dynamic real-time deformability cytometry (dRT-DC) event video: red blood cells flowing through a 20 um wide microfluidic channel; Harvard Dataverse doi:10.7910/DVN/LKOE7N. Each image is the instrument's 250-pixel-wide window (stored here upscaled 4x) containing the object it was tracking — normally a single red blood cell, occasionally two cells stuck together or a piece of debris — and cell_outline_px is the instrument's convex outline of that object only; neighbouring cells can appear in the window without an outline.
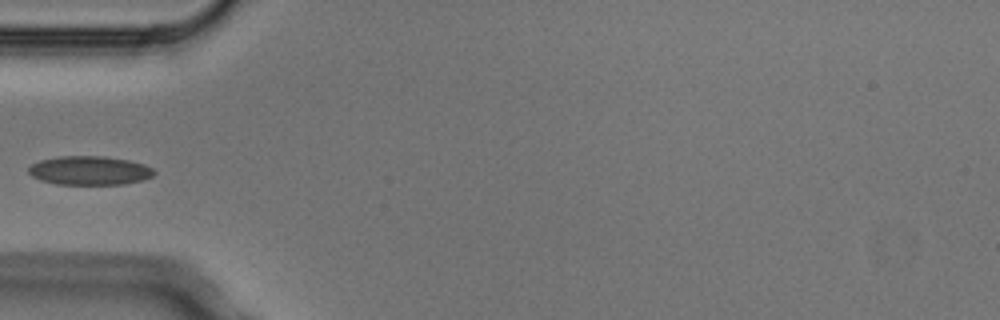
{"species": "Egyptian fruit bat (a non-hibernating species)", "species_latin": "Rousettus aegyptiacus", "temperature_condition": "cold", "stored_images_in_passage": 4, "camera_frame_rate_fps": 3000, "um_per_image_px": 0.085, "animal": {"sex": "male"}, "frame": {"image": 1, "passage_image": 4, "time_ms": 1.0, "image_size_px": [1000, 320], "cell_outline_px": [[156, 172], [152, 176], [140, 180], [124, 184], [56, 184], [40, 180], [32, 176], [28, 172], [28, 168], [32, 164], [40, 160], [60, 156], [104, 156], [128, 160], [144, 164], [152, 168]], "centroid_in_image_um": [7.59, 14.49], "position_along_channel_um": 77.4, "area_um2": 21.04}}